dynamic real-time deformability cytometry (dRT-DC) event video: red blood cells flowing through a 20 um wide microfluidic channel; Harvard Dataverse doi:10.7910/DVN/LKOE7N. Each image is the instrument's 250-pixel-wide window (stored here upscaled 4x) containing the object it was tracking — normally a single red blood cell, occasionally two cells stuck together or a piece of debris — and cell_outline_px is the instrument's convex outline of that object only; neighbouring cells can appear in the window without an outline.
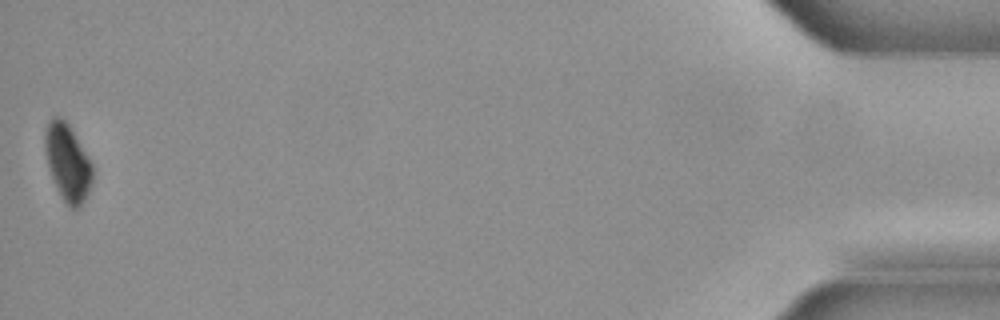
{"species": "common noctule bat (a hibernating species)", "species_latin": "Nyctalus noctula", "temperature_condition": "cold", "stored_images_in_passage": 36, "camera_frame_rate_fps": 3000, "um_per_image_px": 0.085, "animal": {"sex": "male", "body_mass_g": 21.5, "forearm_length_mm": 52.0}, "frame": {"image": 1, "passage_image": 36, "time_ms": 11.667, "image_size_px": [1000, 320], "cell_outline_px": [[92, 180], [88, 192], [84, 200], [76, 208], [72, 208], [64, 200], [52, 176], [48, 164], [44, 144], [44, 132], [48, 120], [52, 116], [60, 116], [68, 124], [88, 156], [92, 164]], "centroid_in_image_um": [5.73, 13.74], "position_along_channel_um": 429.5, "area_um2": 20.75}}